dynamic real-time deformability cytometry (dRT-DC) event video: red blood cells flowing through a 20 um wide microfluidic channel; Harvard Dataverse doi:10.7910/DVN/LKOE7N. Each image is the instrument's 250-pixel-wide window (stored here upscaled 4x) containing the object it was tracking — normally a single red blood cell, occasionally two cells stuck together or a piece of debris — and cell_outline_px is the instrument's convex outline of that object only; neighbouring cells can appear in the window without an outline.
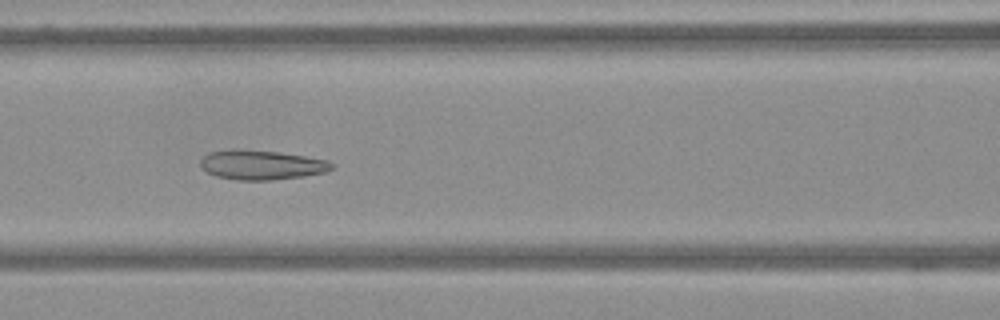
{"species": "Egyptian fruit bat (a non-hibernating species)", "species_latin": "Rousettus aegyptiacus", "temperature_condition": "warm", "stored_images_in_passage": 65, "camera_frame_rate_fps": 3000, "um_per_image_px": 0.085, "frame": {"image": 1, "passage_image": 29, "time_ms": 9.333, "image_size_px": [1000, 320], "cell_outline_px": [[332, 168], [324, 172], [304, 176], [272, 180], [236, 180], [216, 176], [208, 172], [200, 164], [200, 160], [208, 152], [232, 148], [236, 148], [280, 152], [328, 160], [332, 164]], "centroid_in_image_um": [22.19, 14.0], "position_along_channel_um": 144.4, "area_um2": 22.66}}
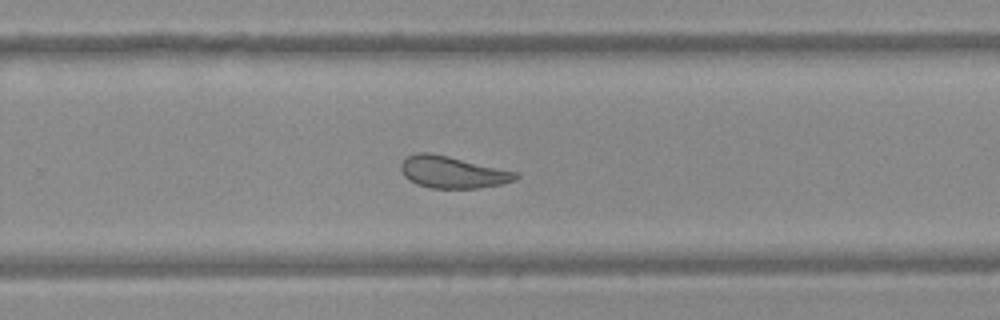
{"frame": {"image": 2, "passage_image": 43, "time_ms": 14.0, "image_size_px": [1000, 320], "cell_outline_px": [[520, 176], [516, 180], [500, 184], [480, 188], [428, 188], [416, 184], [408, 180], [404, 176], [400, 168], [400, 164], [408, 156], [416, 152], [428, 152], [448, 156], [516, 172]], "centroid_in_image_um": [38.43, 14.64], "position_along_channel_um": 291.4, "area_um2": 21.27}}
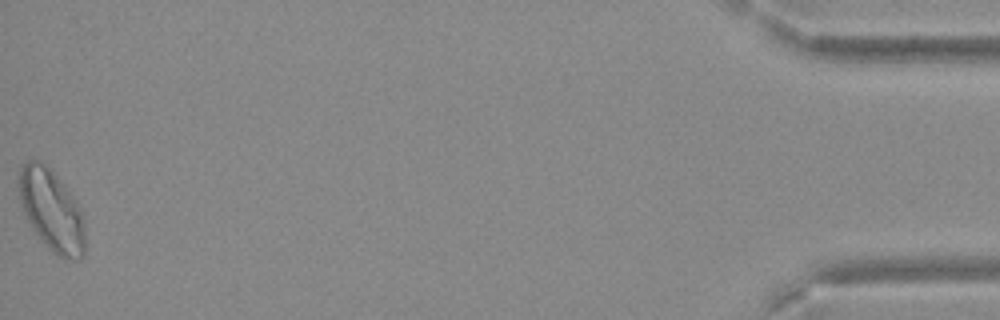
{"frame": {"image": 3, "passage_image": 65, "time_ms": 21.333, "image_size_px": [1000, 320], "cell_outline_px": [[84, 252], [80, 260], [64, 260], [52, 252], [32, 228], [24, 216], [20, 204], [16, 180], [20, 168], [28, 160], [40, 160], [64, 184], [80, 212], [84, 220]], "centroid_in_image_um": [4.33, 17.89], "position_along_channel_um": 430.9, "area_um2": 31.44}}